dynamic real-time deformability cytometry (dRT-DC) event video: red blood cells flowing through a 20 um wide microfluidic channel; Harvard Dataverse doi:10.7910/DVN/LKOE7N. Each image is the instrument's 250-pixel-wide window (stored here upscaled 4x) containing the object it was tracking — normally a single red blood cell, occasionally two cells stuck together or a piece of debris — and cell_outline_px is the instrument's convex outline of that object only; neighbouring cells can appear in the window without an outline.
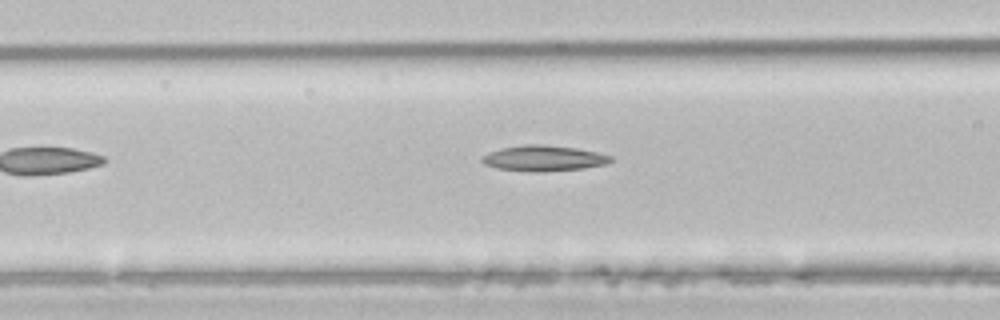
{"species": "common noctule bat (a hibernating species)", "species_latin": "Nyctalus noctula", "temperature_condition": "room temperature", "stored_images_in_passage": 15, "camera_frame_rate_fps": 3000, "um_per_image_px": 0.085, "animal": {"sex": "male", "body_mass_g": 21.5, "forearm_length_mm": 52.0}, "frame": {"image": 1, "passage_image": 7, "time_ms": 2.0, "image_size_px": [1000, 320], "cell_outline_px": [[612, 160], [604, 164], [584, 168], [540, 172], [536, 172], [496, 168], [484, 164], [480, 160], [480, 156], [488, 152], [500, 148], [524, 144], [540, 144], [576, 148], [596, 152], [612, 156]], "centroid_in_image_um": [46.14, 13.44], "position_along_channel_um": 120.5, "area_um2": 19.25}}
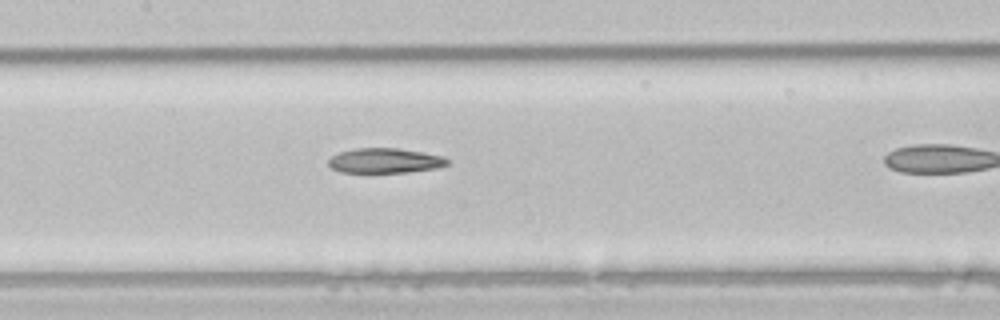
{"frame": {"image": 2, "passage_image": 11, "time_ms": 3.333, "image_size_px": [1000, 320], "cell_outline_px": [[448, 164], [436, 168], [408, 172], [340, 172], [332, 168], [328, 164], [328, 160], [332, 156], [340, 152], [356, 148], [396, 148], [444, 156], [448, 160]], "centroid_in_image_um": [32.7, 13.65], "position_along_channel_um": 174.7, "area_um2": 17.05}}